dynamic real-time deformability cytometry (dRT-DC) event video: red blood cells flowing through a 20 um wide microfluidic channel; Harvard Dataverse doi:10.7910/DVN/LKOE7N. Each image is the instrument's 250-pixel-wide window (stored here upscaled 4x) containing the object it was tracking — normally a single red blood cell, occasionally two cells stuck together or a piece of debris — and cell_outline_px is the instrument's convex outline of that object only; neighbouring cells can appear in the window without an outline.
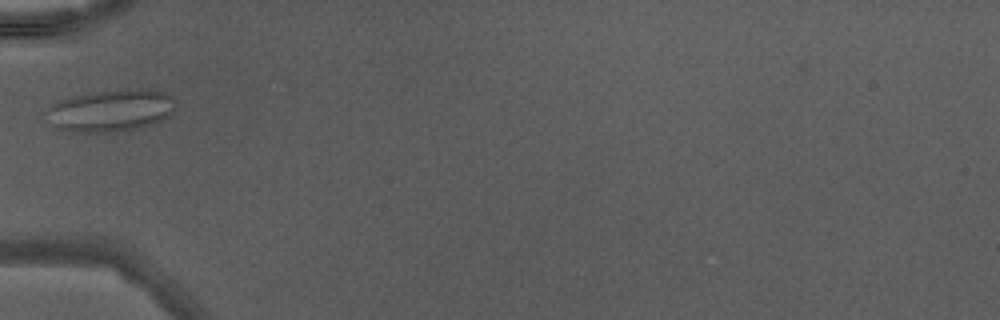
{"species": "Egyptian fruit bat (a non-hibernating species)", "species_latin": "Rousettus aegyptiacus", "temperature_condition": "warm", "stored_images_in_passage": 10, "camera_frame_rate_fps": 3000, "um_per_image_px": 0.085, "animal": {"sex": "male"}, "frame": {"image": 1, "passage_image": 1, "time_ms": 0.0, "image_size_px": [1000, 320], "cell_outline_px": [[176, 108], [164, 120], [152, 124], [112, 132], [68, 132], [52, 128], [40, 112], [52, 104], [60, 100], [72, 96], [96, 92], [148, 88], [164, 92], [172, 96], [176, 100]], "centroid_in_image_um": [9.33, 9.41], "position_along_channel_um": 75.7, "area_um2": 32.31}}